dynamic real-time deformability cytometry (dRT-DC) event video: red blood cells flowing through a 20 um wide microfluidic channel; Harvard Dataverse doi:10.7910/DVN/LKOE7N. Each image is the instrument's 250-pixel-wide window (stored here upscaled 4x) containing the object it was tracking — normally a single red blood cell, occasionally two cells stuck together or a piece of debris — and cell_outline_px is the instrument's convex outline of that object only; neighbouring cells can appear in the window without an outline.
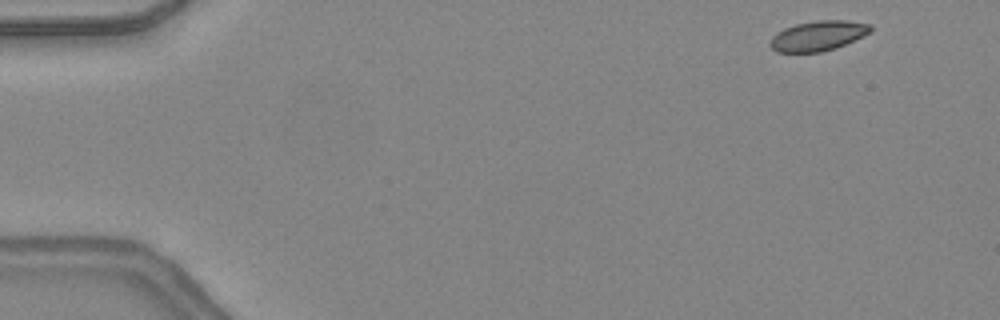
{"species": "common noctule bat (a hibernating species)", "species_latin": "Nyctalus noctula", "temperature_condition": "warm", "stored_images_in_passage": 45, "camera_frame_rate_fps": 3000, "um_per_image_px": 0.085, "animal": {"sex": "female", "body_mass_g": 24.6, "forearm_length_mm": 56.2}, "frame": {"image": 1, "passage_image": 1, "time_ms": 0.0, "image_size_px": [1000, 320], "cell_outline_px": [[872, 32], [836, 48], [820, 52], [776, 52], [768, 44], [772, 36], [776, 32], [784, 28], [796, 24], [816, 20], [848, 20], [872, 24]], "centroid_in_image_um": [69.54, 3.03], "position_along_channel_um": 15.5, "area_um2": 17.74}}
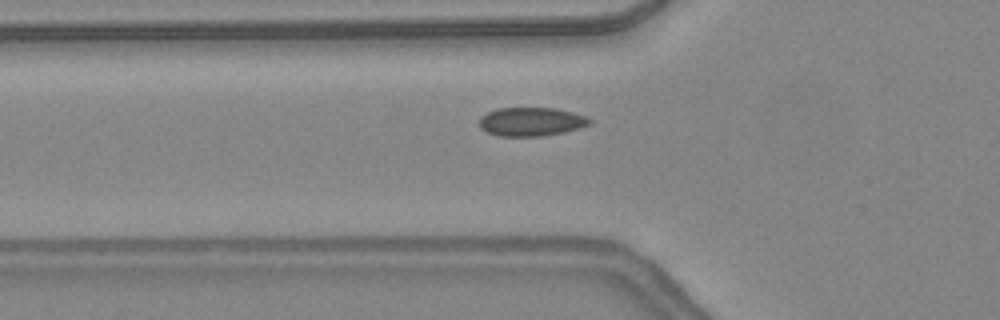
{"frame": {"image": 2, "passage_image": 14, "time_ms": 4.333, "image_size_px": [1000, 320], "cell_outline_px": [[592, 124], [580, 128], [564, 132], [540, 136], [500, 136], [488, 132], [480, 128], [480, 116], [496, 108], [556, 108], [572, 112], [584, 116], [592, 120]], "centroid_in_image_um": [45.16, 10.34], "position_along_channel_um": 80.6, "area_um2": 18.44}}
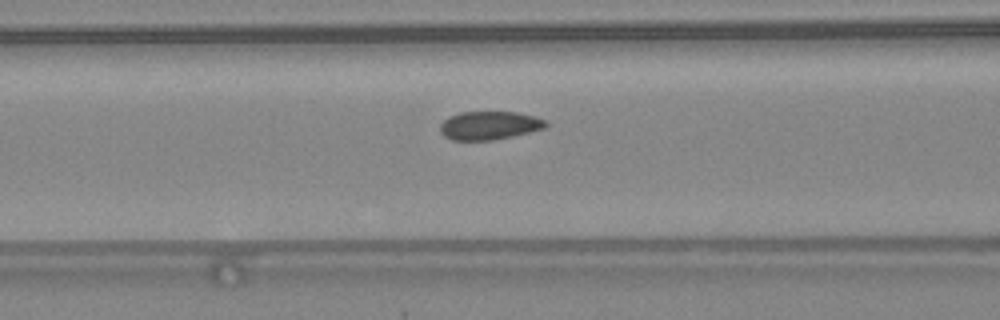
{"frame": {"image": 3, "passage_image": 17, "time_ms": 5.333, "image_size_px": [1000, 320], "cell_outline_px": [[548, 124], [544, 128], [512, 136], [492, 140], [452, 140], [444, 136], [440, 132], [440, 124], [448, 116], [460, 112], [516, 112], [536, 116], [544, 120]], "centroid_in_image_um": [41.56, 10.66], "position_along_channel_um": 125.0, "area_um2": 17.46}, "authors_computed_cell_mechanics": {"area_um2": 18.0914, "velocity_mm_per_s": 4.3494, "shape_relaxation_time_tau1_ms": 3.2578, "shape_relaxation_time_tau2_ms": null, "deformation_change_tau1": 0.0692, "deformation_change_tau2": null}}